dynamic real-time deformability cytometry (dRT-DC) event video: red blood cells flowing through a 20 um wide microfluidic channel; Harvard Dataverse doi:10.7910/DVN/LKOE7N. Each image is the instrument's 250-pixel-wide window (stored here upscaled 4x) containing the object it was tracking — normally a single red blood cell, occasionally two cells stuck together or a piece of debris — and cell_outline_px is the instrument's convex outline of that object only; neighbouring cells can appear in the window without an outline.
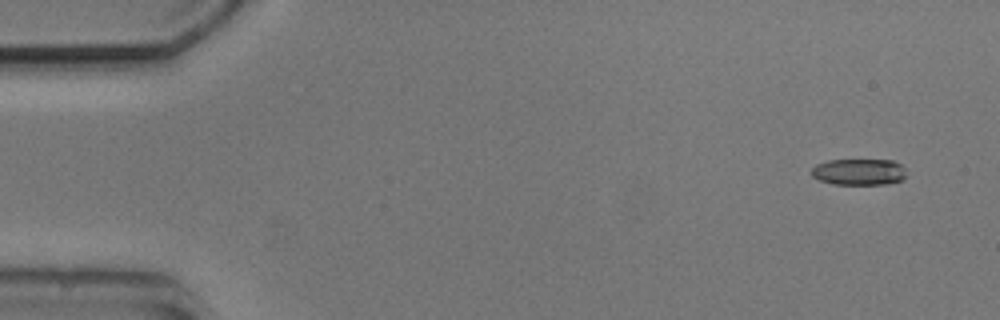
{"species": "common noctule bat (a hibernating species)", "species_latin": "Nyctalus noctula", "temperature_condition": "cold", "stored_images_in_passage": 5, "camera_frame_rate_fps": 3000, "um_per_image_px": 0.085, "animal": {"sex": "male", "body_mass_g": 20.5, "forearm_length_mm": 52.5}, "frame": {"image": 1, "passage_image": 1, "time_ms": 0.0, "image_size_px": [1000, 320], "cell_outline_px": [[904, 180], [888, 184], [832, 184], [820, 180], [812, 176], [812, 168], [816, 164], [828, 160], [892, 160], [900, 164], [904, 168]], "centroid_in_image_um": [73.01, 14.61], "position_along_channel_um": 12.0, "area_um2": 14.57}}
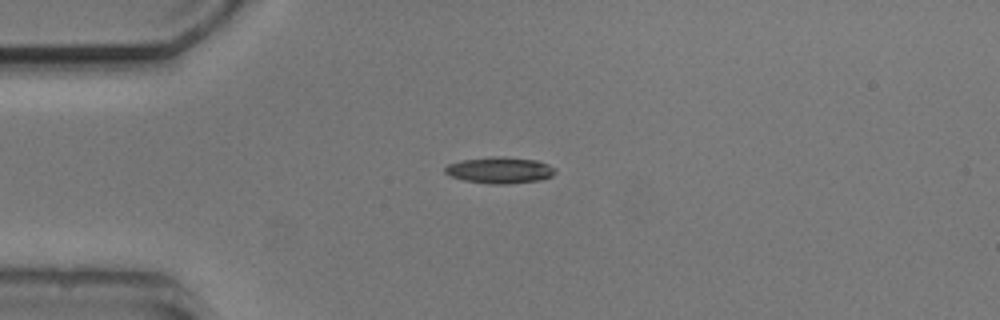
{"frame": {"image": 2, "passage_image": 4, "time_ms": 3.333, "image_size_px": [1000, 320], "cell_outline_px": [[556, 172], [552, 176], [540, 180], [508, 184], [488, 184], [464, 180], [448, 176], [444, 172], [444, 168], [448, 164], [464, 160], [492, 156], [504, 156], [536, 160], [548, 164], [556, 168]], "centroid_in_image_um": [42.48, 14.47], "position_along_channel_um": 42.5, "area_um2": 17.11}}